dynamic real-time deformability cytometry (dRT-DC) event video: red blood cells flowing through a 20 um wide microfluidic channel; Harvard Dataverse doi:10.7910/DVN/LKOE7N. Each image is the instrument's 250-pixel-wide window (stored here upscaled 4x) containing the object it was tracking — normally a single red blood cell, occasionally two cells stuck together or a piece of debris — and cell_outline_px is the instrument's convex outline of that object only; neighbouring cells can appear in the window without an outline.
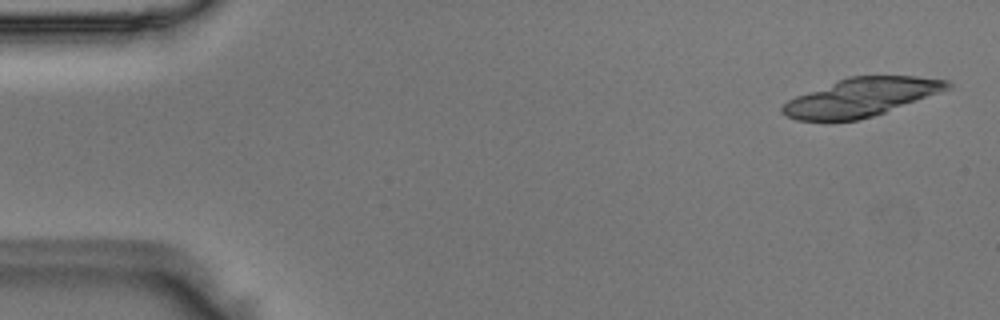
{"species": "Egyptian fruit bat (a non-hibernating species)", "species_latin": "Rousettus aegyptiacus", "temperature_condition": "room temperature", "stored_images_in_passage": 17, "camera_frame_rate_fps": 3000, "um_per_image_px": 0.085, "animal": {"sex": "male"}, "frame": {"image": 1, "passage_image": 2, "time_ms": 0.333, "image_size_px": [1000, 320], "cell_outline_px": [[952, 88], [884, 112], [872, 116], [856, 120], [796, 120], [780, 112], [780, 108], [788, 100], [796, 96], [848, 76], [916, 76], [948, 80], [952, 84]], "centroid_in_image_um": [73.21, 8.25], "position_along_channel_um": 11.8, "area_um2": 36.36}}